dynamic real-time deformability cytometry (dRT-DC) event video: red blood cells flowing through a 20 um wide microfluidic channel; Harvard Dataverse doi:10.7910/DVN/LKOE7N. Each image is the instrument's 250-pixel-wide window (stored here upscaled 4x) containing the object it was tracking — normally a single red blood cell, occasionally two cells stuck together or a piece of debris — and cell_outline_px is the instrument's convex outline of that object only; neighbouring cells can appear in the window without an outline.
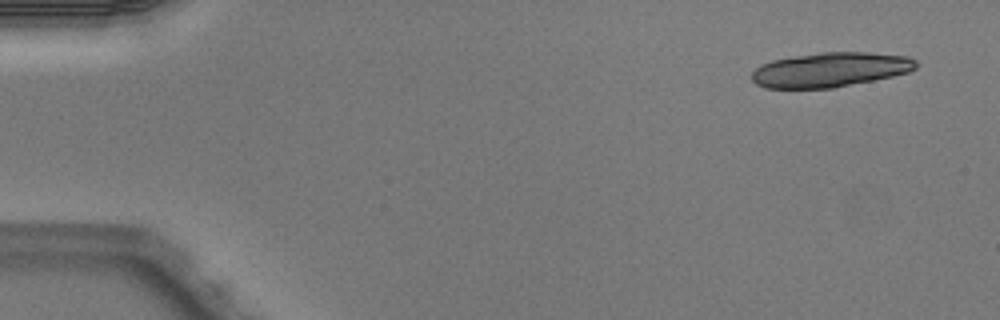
{"species": "Egyptian fruit bat (a non-hibernating species)", "species_latin": "Rousettus aegyptiacus", "temperature_condition": "warm", "stored_images_in_passage": 5, "camera_frame_rate_fps": 3000, "um_per_image_px": 0.085, "animal": {"sex": "male"}, "frame": {"image": 1, "passage_image": 1, "time_ms": 0.0, "image_size_px": [1000, 320], "cell_outline_px": [[920, 64], [916, 68], [908, 72], [892, 76], [832, 88], [764, 88], [756, 84], [752, 80], [752, 72], [760, 64], [772, 60], [820, 52], [868, 52], [908, 56], [916, 60]], "centroid_in_image_um": [70.58, 5.92], "position_along_channel_um": 14.4, "area_um2": 33.12}}
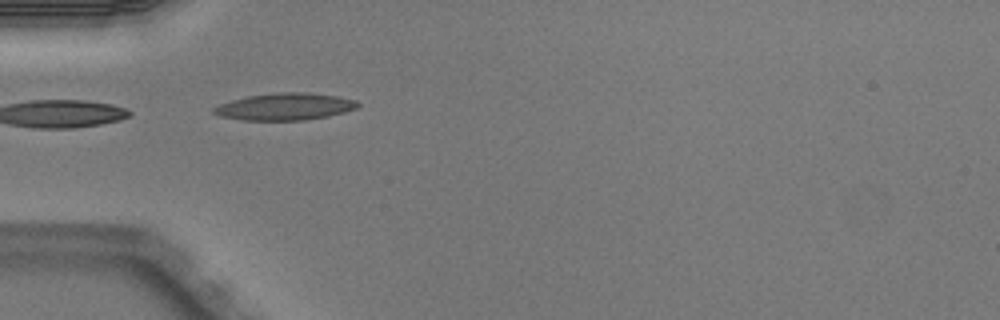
{"frame": {"image": 2, "passage_image": 4, "time_ms": 1.0, "image_size_px": [1000, 320], "cell_outline_px": [[360, 104], [356, 108], [344, 112], [328, 116], [304, 120], [244, 120], [220, 116], [212, 112], [212, 108], [220, 104], [232, 100], [248, 96], [280, 92], [308, 92], [336, 96], [356, 100]], "centroid_in_image_um": [24.22, 9.06], "position_along_channel_um": 60.8, "area_um2": 22.54}}
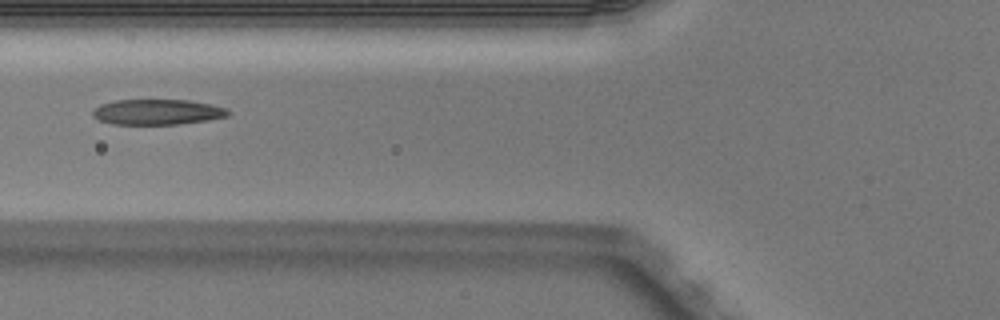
{"frame": {"image": 3, "passage_image": 5, "time_ms": 1.333, "image_size_px": [1000, 320], "cell_outline_px": [[232, 112], [228, 116], [208, 120], [180, 124], [112, 124], [100, 120], [92, 116], [92, 112], [100, 104], [116, 100], [188, 100], [212, 104], [228, 108]], "centroid_in_image_um": [13.42, 9.52], "position_along_channel_um": 112.4, "area_um2": 20.17}}